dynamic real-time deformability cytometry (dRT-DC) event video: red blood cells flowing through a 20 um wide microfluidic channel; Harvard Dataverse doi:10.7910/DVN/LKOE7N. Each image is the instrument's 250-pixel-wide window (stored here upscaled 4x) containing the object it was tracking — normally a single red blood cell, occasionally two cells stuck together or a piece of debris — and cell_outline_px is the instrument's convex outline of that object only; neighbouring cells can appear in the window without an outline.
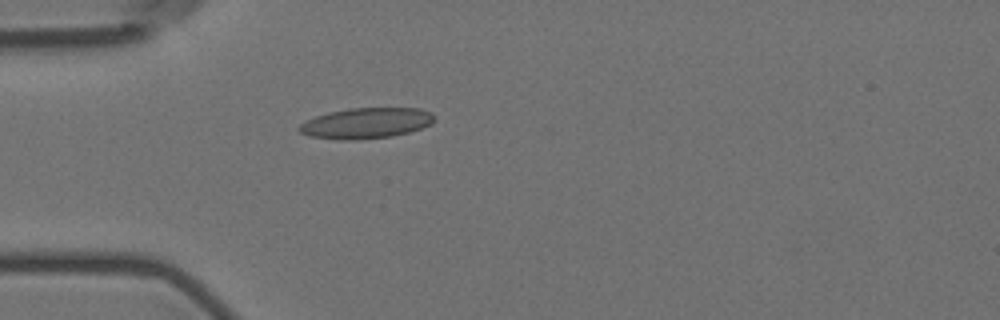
{"species": "Egyptian fruit bat (a non-hibernating species)", "species_latin": "Rousettus aegyptiacus", "temperature_condition": "room temperature", "stored_images_in_passage": 1, "camera_frame_rate_fps": 3000, "um_per_image_px": 0.085, "animal": {"sex": "female"}, "frame": {"image": 1, "passage_image": 1, "time_ms": 0.0, "image_size_px": [1000, 320], "cell_outline_px": [[436, 120], [432, 124], [408, 132], [392, 136], [356, 140], [340, 140], [308, 136], [300, 132], [296, 128], [300, 124], [316, 116], [328, 112], [352, 108], [420, 108], [432, 112], [436, 116]], "centroid_in_image_um": [31.14, 10.47], "position_along_channel_um": 53.9, "area_um2": 24.33}}